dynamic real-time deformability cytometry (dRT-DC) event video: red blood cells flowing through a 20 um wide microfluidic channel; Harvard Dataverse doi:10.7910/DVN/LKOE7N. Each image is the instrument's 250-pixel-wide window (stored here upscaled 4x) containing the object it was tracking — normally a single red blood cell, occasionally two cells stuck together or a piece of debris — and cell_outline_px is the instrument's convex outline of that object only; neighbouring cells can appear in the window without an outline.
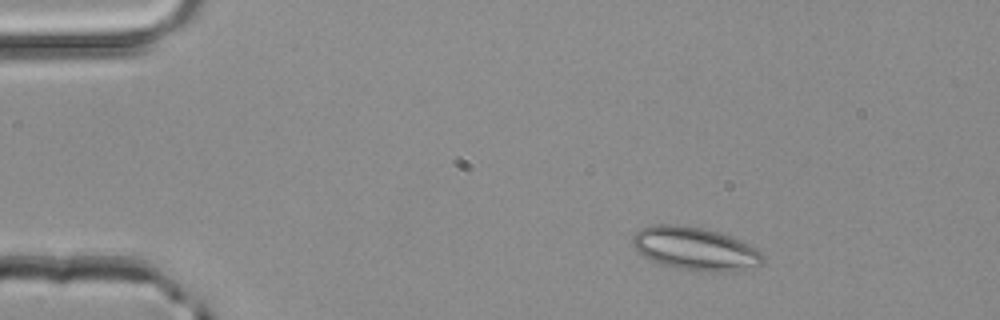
{"species": "common noctule bat (a hibernating species)", "species_latin": "Nyctalus noctula", "temperature_condition": "room temperature", "stored_images_in_passage": 43, "camera_frame_rate_fps": 3000, "um_per_image_px": 0.085, "animal": {"sex": "male", "body_mass_g": 20.4}, "frame": {"image": 1, "passage_image": 1, "time_ms": 0.0, "image_size_px": [1000, 320], "cell_outline_px": [[764, 264], [724, 272], [708, 272], [676, 268], [660, 264], [644, 256], [632, 244], [632, 236], [640, 228], [652, 224], [676, 224], [704, 228], [720, 232], [740, 240], [756, 248], [764, 256]], "centroid_in_image_um": [59.07, 21.12], "position_along_channel_um": 25.9, "area_um2": 32.77}}
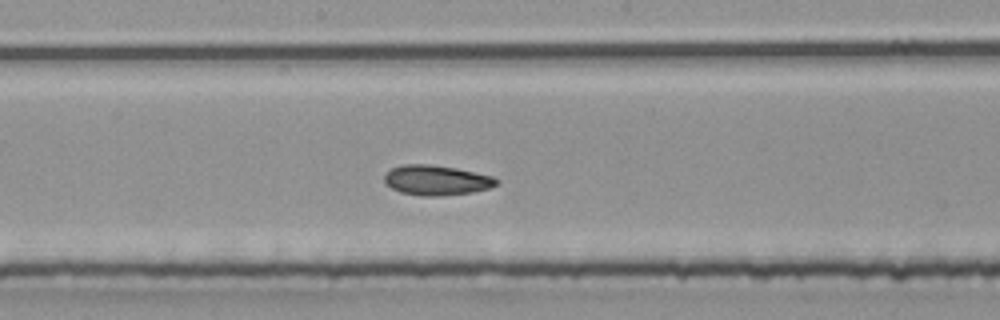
{"frame": {"image": 2, "passage_image": 20, "time_ms": 6.333, "image_size_px": [1000, 320], "cell_outline_px": [[496, 184], [488, 188], [472, 192], [440, 196], [420, 196], [400, 192], [392, 188], [384, 180], [384, 176], [392, 168], [404, 164], [428, 164], [456, 168], [492, 176], [496, 180]], "centroid_in_image_um": [37.06, 15.32], "position_along_channel_um": 211.1, "area_um2": 19.31}}
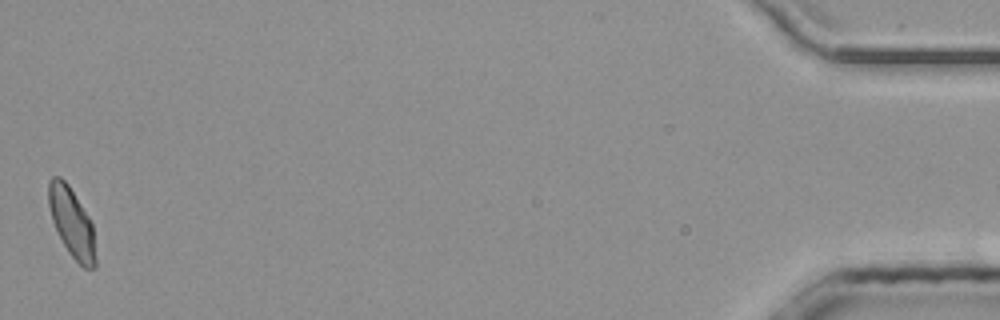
{"frame": {"image": 3, "passage_image": 43, "time_ms": 14.0, "image_size_px": [1000, 320], "cell_outline_px": [[96, 268], [84, 268], [68, 252], [52, 220], [48, 204], [48, 180], [52, 176], [60, 176], [68, 184], [88, 216], [92, 224], [96, 256]], "centroid_in_image_um": [6.09, 18.9], "position_along_channel_um": 429.1, "area_um2": 18.79}, "authors_computed_cell_mechanics": {"area_um2": 19.2474, "velocity_mm_per_s": 4.1535, "shape_relaxation_time_tau1_ms": 2.6924, "shape_relaxation_time_tau2_ms": 3.2237, "deformation_change_tau1": 0.1013, "deformation_change_tau2": 0.0692}}